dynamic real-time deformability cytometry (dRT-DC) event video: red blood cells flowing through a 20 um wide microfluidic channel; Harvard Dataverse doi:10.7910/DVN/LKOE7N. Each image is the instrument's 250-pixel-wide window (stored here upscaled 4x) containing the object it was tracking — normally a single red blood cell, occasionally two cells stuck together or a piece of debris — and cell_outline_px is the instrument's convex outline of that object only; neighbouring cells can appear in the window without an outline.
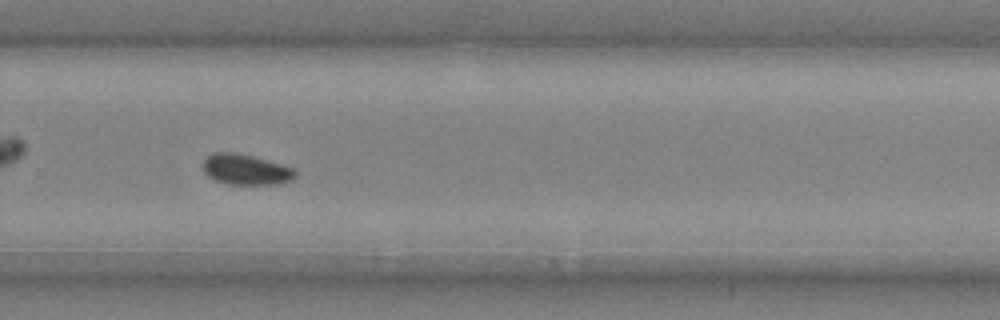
{"species": "common noctule bat (a hibernating species)", "species_latin": "Nyctalus noctula", "temperature_condition": "cold", "stored_images_in_passage": 50, "camera_frame_rate_fps": 3000, "um_per_image_px": 0.085, "animal": {"sex": "male", "body_mass_g": 20.4}, "frame": {"image": 1, "passage_image": 36, "time_ms": 11.667, "image_size_px": [1000, 320], "cell_outline_px": [[296, 176], [292, 180], [280, 184], [228, 184], [216, 180], [208, 176], [204, 172], [204, 160], [212, 152], [236, 152], [252, 156], [280, 164], [292, 168], [296, 172]], "centroid_in_image_um": [20.89, 14.41], "position_along_channel_um": 308.9, "area_um2": 16.3}, "authors_computed_cell_mechanics": {"area_um2": 16.0973, "velocity_mm_per_s": 3.9612, "shape_relaxation_time_tau1_ms": null, "shape_relaxation_time_tau2_ms": 1.3561, "deformation_change_tau1": null, "deformation_change_tau2": 0.0445}}